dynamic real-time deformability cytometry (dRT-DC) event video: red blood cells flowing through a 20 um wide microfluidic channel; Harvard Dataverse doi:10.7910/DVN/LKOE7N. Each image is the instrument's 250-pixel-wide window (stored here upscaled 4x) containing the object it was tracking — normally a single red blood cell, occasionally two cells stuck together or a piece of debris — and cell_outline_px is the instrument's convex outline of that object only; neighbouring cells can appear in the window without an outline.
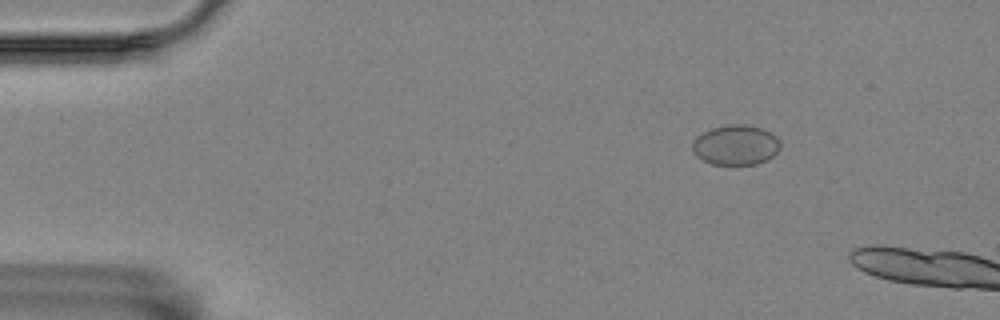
{"species": "Egyptian fruit bat (a non-hibernating species)", "species_latin": "Rousettus aegyptiacus", "temperature_condition": "room temperature", "stored_images_in_passage": 6, "camera_frame_rate_fps": 3000, "um_per_image_px": 0.085, "animal": {"sex": "female"}, "frame": {"image": 1, "passage_image": 3, "time_ms": 0.667, "image_size_px": [1000, 320], "cell_outline_px": [[780, 148], [772, 156], [756, 164], [712, 164], [696, 156], [692, 148], [692, 144], [696, 136], [712, 128], [732, 124], [744, 124], [760, 128], [772, 132], [776, 136], [780, 144]], "centroid_in_image_um": [62.53, 12.31], "position_along_channel_um": 22.5, "area_um2": 20.29}}